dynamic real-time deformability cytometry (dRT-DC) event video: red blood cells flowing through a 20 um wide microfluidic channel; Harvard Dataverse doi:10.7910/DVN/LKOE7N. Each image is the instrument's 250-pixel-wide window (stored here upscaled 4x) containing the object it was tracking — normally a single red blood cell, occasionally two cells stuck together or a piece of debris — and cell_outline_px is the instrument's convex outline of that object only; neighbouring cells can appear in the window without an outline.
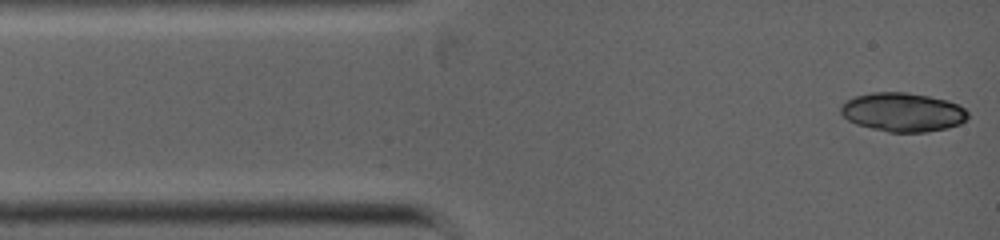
{"species": "common noctule bat (a hibernating species)", "species_latin": "Nyctalus noctula", "temperature_condition": "warm", "stored_images_in_passage": 5, "camera_frame_rate_fps": 5000, "um_per_image_px": 0.085, "animal": {"sex": "female", "body_mass_g": 19.0, "forearm_length_mm": 53.3}, "frame": {"image": 1, "passage_image": 1, "time_ms": 0.0, "image_size_px": [1000, 240], "cell_outline_px": [[968, 116], [960, 124], [948, 128], [924, 132], [888, 132], [856, 124], [848, 120], [840, 112], [840, 108], [848, 100], [856, 96], [872, 92], [904, 92], [928, 96], [948, 100], [964, 108], [968, 112]], "centroid_in_image_um": [76.75, 9.54], "position_along_channel_um": 8.3, "area_um2": 28.61}}